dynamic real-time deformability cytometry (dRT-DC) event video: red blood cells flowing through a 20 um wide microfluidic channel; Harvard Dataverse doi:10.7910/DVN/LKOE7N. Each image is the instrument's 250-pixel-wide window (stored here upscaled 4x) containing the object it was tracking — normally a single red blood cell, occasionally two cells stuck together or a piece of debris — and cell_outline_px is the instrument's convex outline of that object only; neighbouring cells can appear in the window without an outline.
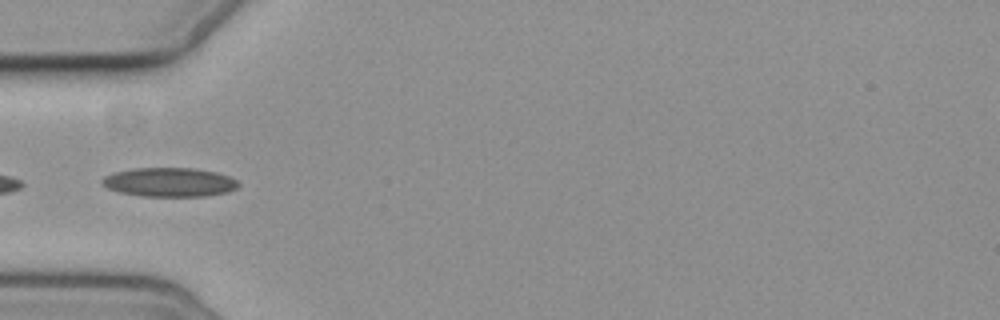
{"species": "common noctule bat (a hibernating species)", "species_latin": "Nyctalus noctula", "temperature_condition": "cold", "stored_images_in_passage": 6, "camera_frame_rate_fps": 3000, "um_per_image_px": 0.085, "animal": {"sex": "female", "body_mass_g": 19.3, "forearm_length_mm": 54.1}, "frame": {"image": 1, "passage_image": 4, "time_ms": 3.333, "image_size_px": [1000, 320], "cell_outline_px": [[240, 184], [236, 188], [228, 192], [204, 196], [140, 196], [120, 192], [108, 188], [100, 184], [100, 180], [104, 176], [116, 172], [136, 168], [192, 168], [216, 172], [228, 176], [236, 180]], "centroid_in_image_um": [14.39, 15.49], "position_along_channel_um": 70.6, "area_um2": 23.0}}
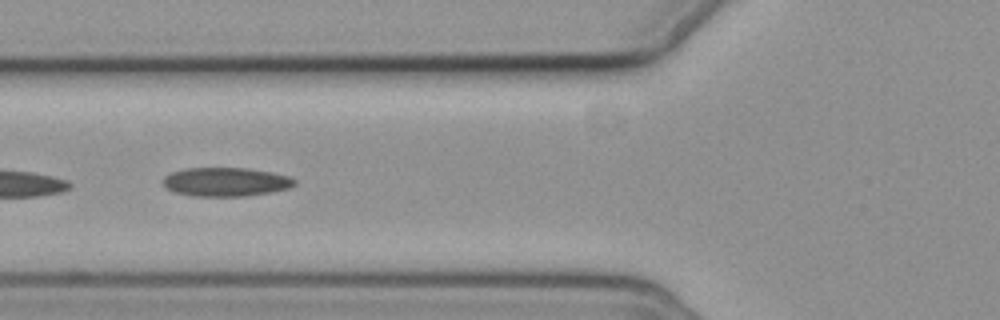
{"frame": {"image": 2, "passage_image": 5, "time_ms": 4.333, "image_size_px": [1000, 320], "cell_outline_px": [[296, 184], [288, 188], [272, 192], [244, 196], [192, 196], [172, 192], [164, 188], [160, 180], [164, 176], [172, 172], [184, 168], [248, 168], [272, 172], [288, 176], [296, 180]], "centroid_in_image_um": [19.13, 15.46], "position_along_channel_um": 106.7, "area_um2": 22.43}}
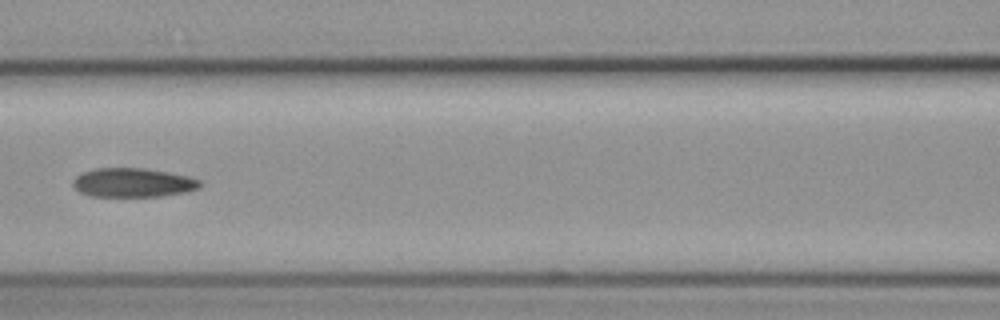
{"frame": {"image": 3, "passage_image": 6, "time_ms": 5.667, "image_size_px": [1000, 320], "cell_outline_px": [[200, 188], [188, 192], [160, 196], [88, 196], [80, 192], [72, 184], [72, 180], [76, 176], [84, 172], [96, 168], [144, 168], [168, 172], [188, 176], [200, 180]], "centroid_in_image_um": [11.31, 15.52], "position_along_channel_um": 155.3, "area_um2": 21.5}}